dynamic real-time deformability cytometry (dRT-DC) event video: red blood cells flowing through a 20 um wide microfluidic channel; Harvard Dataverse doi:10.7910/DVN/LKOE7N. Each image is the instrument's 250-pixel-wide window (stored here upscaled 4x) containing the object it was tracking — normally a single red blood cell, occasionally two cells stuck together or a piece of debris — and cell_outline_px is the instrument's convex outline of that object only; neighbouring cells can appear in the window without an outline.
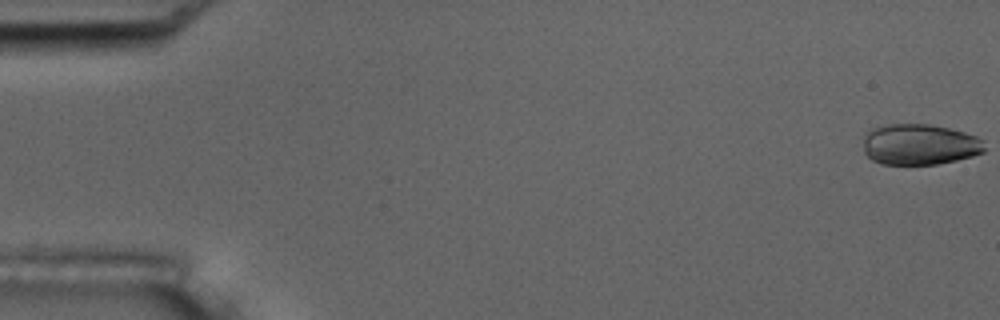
{"species": "common noctule bat (a hibernating species)", "species_latin": "Nyctalus noctula", "temperature_condition": "room temperature", "stored_images_in_passage": 55, "camera_frame_rate_fps": 3000, "um_per_image_px": 0.085, "animal": {"sex": "male", "body_mass_g": 17.5, "forearm_length_mm": 52.3}, "frame": {"image": 1, "passage_image": 1, "time_ms": 0.0, "image_size_px": [1000, 320], "cell_outline_px": [[984, 152], [972, 156], [956, 160], [936, 164], [880, 164], [872, 160], [864, 152], [864, 136], [872, 128], [888, 124], [928, 124], [948, 128], [964, 132], [976, 136], [984, 140]], "centroid_in_image_um": [78.17, 12.28], "position_along_channel_um": 6.8, "area_um2": 28.9}}
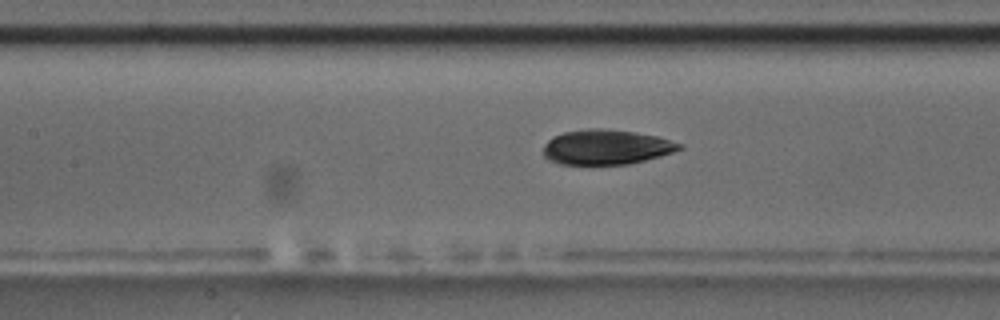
{"frame": {"image": 2, "passage_image": 25, "time_ms": 8.0, "image_size_px": [1000, 320], "cell_outline_px": [[684, 148], [660, 156], [628, 164], [592, 168], [560, 164], [548, 160], [544, 156], [544, 144], [552, 136], [564, 132], [588, 128], [600, 128], [636, 132], [656, 136], [684, 144]], "centroid_in_image_um": [51.49, 12.55], "position_along_channel_um": 155.9, "area_um2": 28.67}}
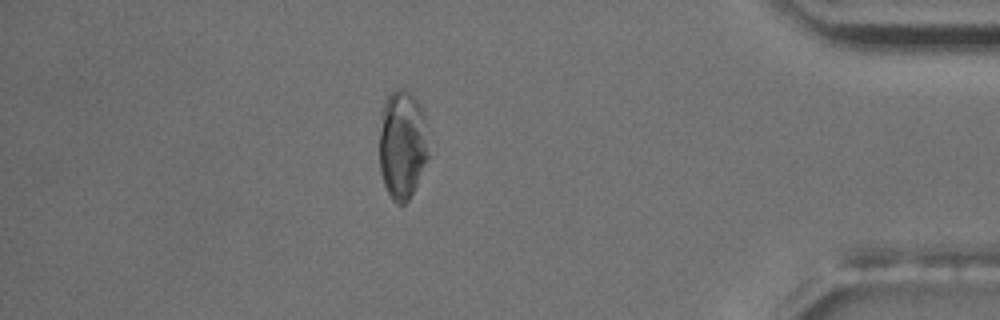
{"frame": {"image": 3, "passage_image": 48, "time_ms": 15.667, "image_size_px": [1000, 320], "cell_outline_px": [[428, 156], [416, 184], [408, 200], [404, 204], [396, 204], [392, 200], [384, 184], [380, 172], [380, 112], [388, 96], [396, 88], [404, 88], [416, 100], [424, 112], [428, 124]], "centroid_in_image_um": [34.2, 12.26], "position_along_channel_um": 401.0, "area_um2": 31.44}, "authors_computed_cell_mechanics": {"area_um2": 29.189, "velocity_mm_per_s": 3.7058, "shape_relaxation_time_tau1_ms": 2.9263, "shape_relaxation_time_tau2_ms": 3.2316, "deformation_change_tau1": 0.0943, "deformation_change_tau2": 0.0603}}